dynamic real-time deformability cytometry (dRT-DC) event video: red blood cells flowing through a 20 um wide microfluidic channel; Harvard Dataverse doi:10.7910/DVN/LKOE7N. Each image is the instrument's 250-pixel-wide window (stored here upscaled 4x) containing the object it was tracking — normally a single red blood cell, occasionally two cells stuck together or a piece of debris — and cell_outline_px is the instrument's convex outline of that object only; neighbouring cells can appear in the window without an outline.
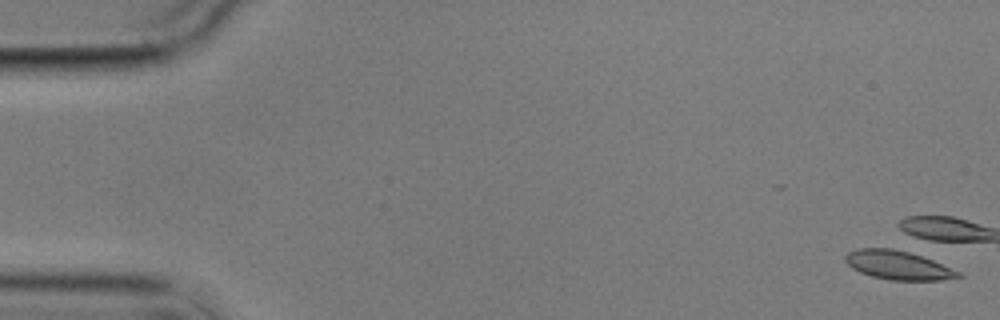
{"species": "common noctule bat (a hibernating species)", "species_latin": "Nyctalus noctula", "temperature_condition": "cold", "stored_images_in_passage": 7, "camera_frame_rate_fps": 3000, "um_per_image_px": 0.085, "animal": {"sex": "male", "body_mass_g": 17.9}, "frame": {"image": 1, "passage_image": 1, "time_ms": 0.0, "image_size_px": [1000, 320], "cell_outline_px": [[964, 276], [940, 280], [892, 280], [872, 276], [860, 272], [852, 268], [844, 260], [844, 256], [848, 252], [860, 248], [892, 248], [908, 252], [932, 260], [960, 272]], "centroid_in_image_um": [76.3, 22.54], "position_along_channel_um": 8.7, "area_um2": 18.73}}
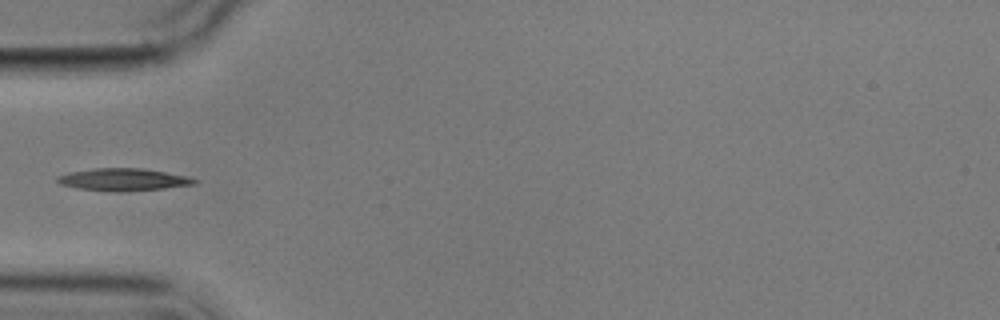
{"frame": {"image": 2, "passage_image": 6, "time_ms": 6.333, "image_size_px": [1000, 320], "cell_outline_px": [[200, 180], [196, 184], [164, 188], [120, 192], [112, 192], [76, 188], [60, 184], [56, 180], [56, 176], [68, 172], [92, 168], [144, 168], [188, 176]], "centroid_in_image_um": [10.47, 15.26], "position_along_channel_um": 74.5, "area_um2": 18.15}}
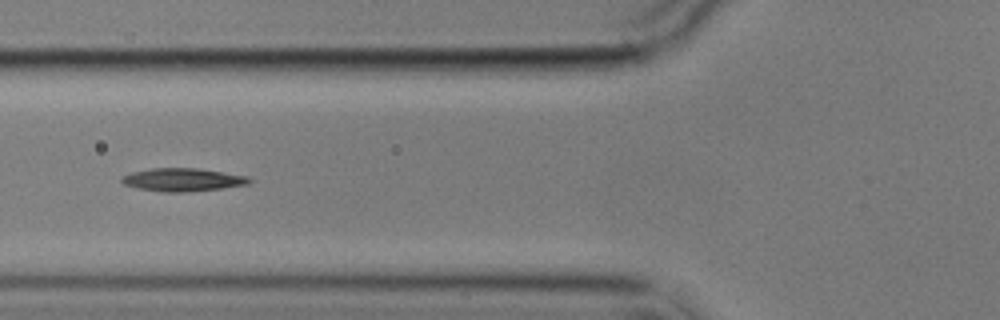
{"frame": {"image": 3, "passage_image": 7, "time_ms": 7.333, "image_size_px": [1000, 320], "cell_outline_px": [[252, 180], [248, 184], [220, 188], [184, 192], [164, 192], [136, 188], [124, 184], [120, 180], [120, 176], [132, 172], [152, 168], [200, 168], [248, 176]], "centroid_in_image_um": [15.5, 15.27], "position_along_channel_um": 110.3, "area_um2": 17.17}}